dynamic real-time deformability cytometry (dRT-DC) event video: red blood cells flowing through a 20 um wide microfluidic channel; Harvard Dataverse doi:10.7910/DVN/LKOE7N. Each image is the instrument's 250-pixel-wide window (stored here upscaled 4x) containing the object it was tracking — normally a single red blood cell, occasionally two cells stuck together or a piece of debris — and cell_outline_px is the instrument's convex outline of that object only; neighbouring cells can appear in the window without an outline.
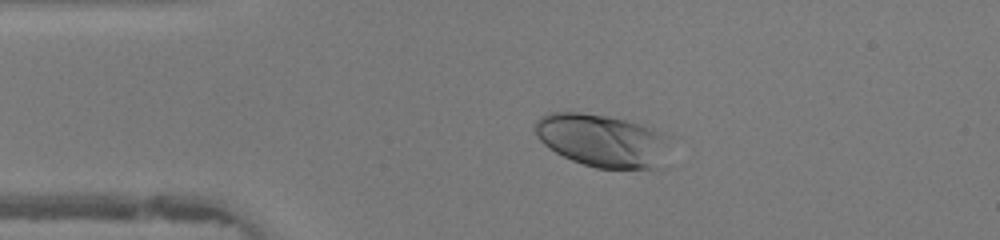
{"species": "human", "species_latin": "Homo sapiens", "temperature_condition": "warm", "stored_images_in_passage": 47, "camera_frame_rate_fps": 3000, "um_per_image_px": 0.085, "donor": {"sex": "female"}, "frame": {"image": 1, "passage_image": 10, "time_ms": 3.0, "image_size_px": [1000, 240], "cell_outline_px": [[672, 140], [656, 168], [596, 168], [572, 160], [556, 152], [544, 144], [536, 136], [532, 128], [532, 124], [540, 116], [548, 112], [580, 112], [608, 116], [640, 124], [652, 128]], "centroid_in_image_um": [51.11, 11.91], "position_along_channel_um": 33.9, "area_um2": 41.33}}
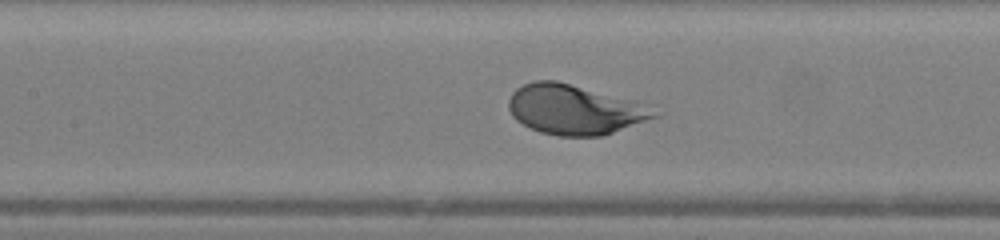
{"frame": {"image": 2, "passage_image": 21, "time_ms": 6.667, "image_size_px": [1000, 240], "cell_outline_px": [[660, 116], [600, 136], [560, 136], [540, 132], [516, 120], [512, 116], [508, 108], [508, 100], [512, 92], [516, 88], [532, 80], [556, 80], [632, 100]], "centroid_in_image_um": [48.73, 9.31], "position_along_channel_um": 158.7, "area_um2": 41.56}}
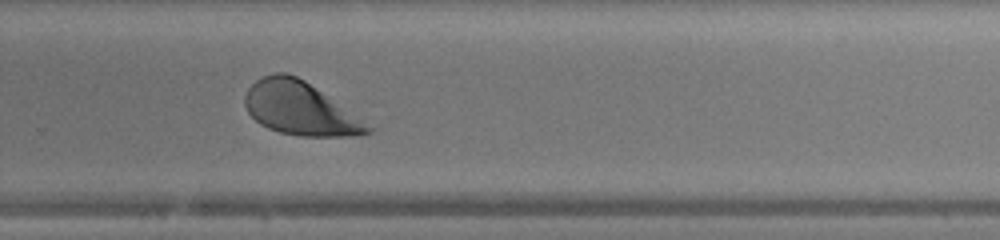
{"frame": {"image": 3, "passage_image": 31, "time_ms": 10.0, "image_size_px": [1000, 240], "cell_outline_px": [[372, 132], [352, 136], [300, 136], [280, 132], [268, 128], [260, 124], [248, 112], [244, 104], [244, 96], [248, 88], [256, 80], [272, 72], [288, 72], [304, 80], [364, 120], [372, 128]], "centroid_in_image_um": [25.48, 9.22], "position_along_channel_um": 304.3, "area_um2": 37.8}, "authors_computed_cell_mechanics": {"area_um2": 41.8472, "velocity_mm_per_s": 4.3954, "shape_relaxation_time_tau1_ms": 1.5516, "shape_relaxation_time_tau2_ms": null, "deformation_change_tau1": 0.1692, "deformation_change_tau2": null}}